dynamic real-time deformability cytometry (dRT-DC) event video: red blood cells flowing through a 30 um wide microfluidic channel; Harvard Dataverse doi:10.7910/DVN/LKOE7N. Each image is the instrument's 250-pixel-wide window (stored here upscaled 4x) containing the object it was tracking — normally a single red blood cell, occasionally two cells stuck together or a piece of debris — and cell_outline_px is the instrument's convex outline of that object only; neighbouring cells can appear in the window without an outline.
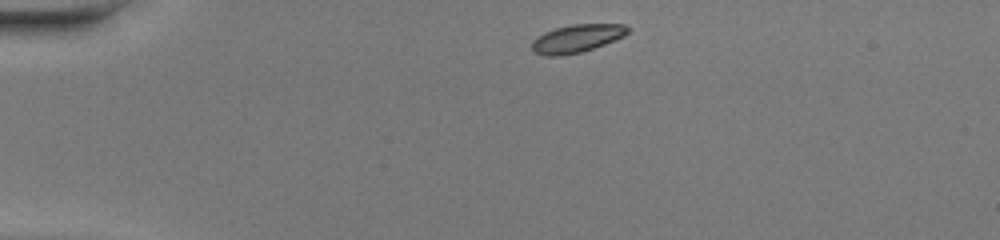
{"species": "common noctule bat (a hibernating species)", "species_latin": "Nyctalus noctula", "temperature_condition": "warm", "stored_images_in_passage": 39, "camera_frame_rate_fps": 3000, "um_per_image_px": 0.085, "animal": {"sex": "female", "body_mass_g": 20.0, "forearm_length_mm": 54.0}, "frame": {"image": 1, "passage_image": 1, "time_ms": 0.0, "image_size_px": [1000, 240], "cell_outline_px": [[632, 28], [624, 36], [604, 44], [580, 52], [560, 56], [544, 56], [532, 52], [532, 40], [544, 32], [556, 28], [572, 24], [624, 24]], "centroid_in_image_um": [49.02, 3.27], "position_along_channel_um": 36.0, "area_um2": 15.66}}
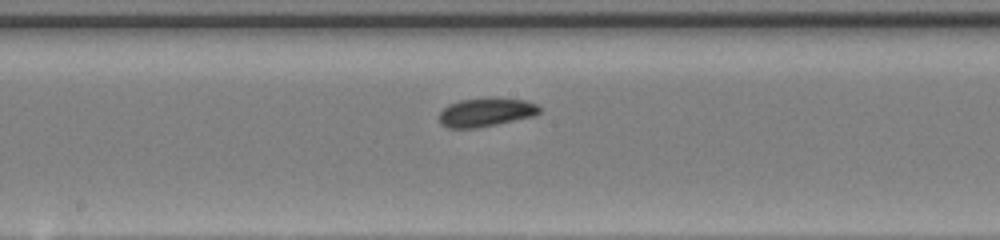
{"frame": {"image": 2, "passage_image": 17, "time_ms": 5.333, "image_size_px": [1000, 240], "cell_outline_px": [[540, 112], [536, 116], [476, 128], [448, 128], [440, 124], [440, 112], [448, 104], [460, 100], [488, 96], [524, 100], [536, 104], [540, 108]], "centroid_in_image_um": [41.31, 9.52], "position_along_channel_um": 206.9, "area_um2": 17.05}}
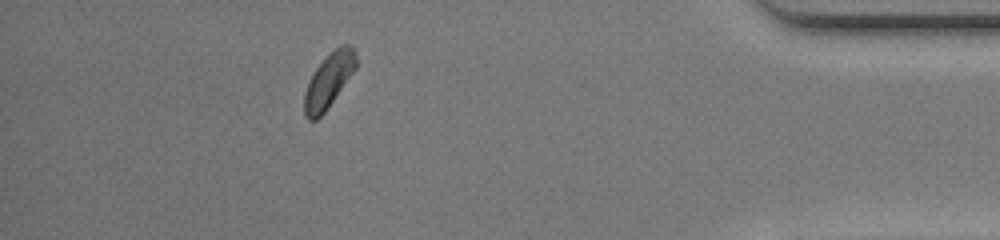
{"frame": {"image": 3, "passage_image": 34, "time_ms": 11.0, "image_size_px": [1000, 240], "cell_outline_px": [[356, 68], [328, 108], [316, 120], [308, 120], [304, 116], [304, 92], [308, 80], [312, 72], [340, 44], [348, 44], [352, 48], [356, 56]], "centroid_in_image_um": [27.91, 6.88], "position_along_channel_um": 407.3, "area_um2": 16.24}, "authors_computed_cell_mechanics": {"area_um2": 16.2996, "velocity_mm_per_s": 4.2863, "shape_relaxation_time_tau1_ms": 2.4873, "shape_relaxation_time_tau2_ms": 3.1795, "deformation_change_tau1": 0.081, "deformation_change_tau2": 0.0717}}